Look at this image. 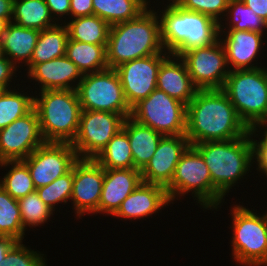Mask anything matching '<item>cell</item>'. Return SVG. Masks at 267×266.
I'll return each instance as SVG.
<instances>
[{"label":"cell","instance_id":"83f0119b","mask_svg":"<svg viewBox=\"0 0 267 266\" xmlns=\"http://www.w3.org/2000/svg\"><path fill=\"white\" fill-rule=\"evenodd\" d=\"M12 22L39 31L57 24L45 0H14Z\"/></svg>","mask_w":267,"mask_h":266},{"label":"cell","instance_id":"ab89813d","mask_svg":"<svg viewBox=\"0 0 267 266\" xmlns=\"http://www.w3.org/2000/svg\"><path fill=\"white\" fill-rule=\"evenodd\" d=\"M45 3L54 21L57 24H61V21L62 24H66V20L70 19V0H45ZM62 17L65 19L64 22Z\"/></svg>","mask_w":267,"mask_h":266},{"label":"cell","instance_id":"7c38bea8","mask_svg":"<svg viewBox=\"0 0 267 266\" xmlns=\"http://www.w3.org/2000/svg\"><path fill=\"white\" fill-rule=\"evenodd\" d=\"M179 57L185 62L198 90L223 88L230 70L224 46L219 39L209 46L185 51Z\"/></svg>","mask_w":267,"mask_h":266},{"label":"cell","instance_id":"c3c4849f","mask_svg":"<svg viewBox=\"0 0 267 266\" xmlns=\"http://www.w3.org/2000/svg\"><path fill=\"white\" fill-rule=\"evenodd\" d=\"M265 220H266V225H267V211H265Z\"/></svg>","mask_w":267,"mask_h":266},{"label":"cell","instance_id":"484cf974","mask_svg":"<svg viewBox=\"0 0 267 266\" xmlns=\"http://www.w3.org/2000/svg\"><path fill=\"white\" fill-rule=\"evenodd\" d=\"M107 44L83 43L68 39L66 57L70 59L83 75L108 69Z\"/></svg>","mask_w":267,"mask_h":266},{"label":"cell","instance_id":"ac0fdd59","mask_svg":"<svg viewBox=\"0 0 267 266\" xmlns=\"http://www.w3.org/2000/svg\"><path fill=\"white\" fill-rule=\"evenodd\" d=\"M189 146L185 134L163 136L154 155L140 171L143 182L166 188L173 178L177 163Z\"/></svg>","mask_w":267,"mask_h":266},{"label":"cell","instance_id":"44dd1931","mask_svg":"<svg viewBox=\"0 0 267 266\" xmlns=\"http://www.w3.org/2000/svg\"><path fill=\"white\" fill-rule=\"evenodd\" d=\"M140 170L135 168L104 169V180L98 214L113 215L123 200L141 183Z\"/></svg>","mask_w":267,"mask_h":266},{"label":"cell","instance_id":"f546056e","mask_svg":"<svg viewBox=\"0 0 267 266\" xmlns=\"http://www.w3.org/2000/svg\"><path fill=\"white\" fill-rule=\"evenodd\" d=\"M69 38L83 43L107 44L110 25L96 15L67 20Z\"/></svg>","mask_w":267,"mask_h":266},{"label":"cell","instance_id":"681fc988","mask_svg":"<svg viewBox=\"0 0 267 266\" xmlns=\"http://www.w3.org/2000/svg\"><path fill=\"white\" fill-rule=\"evenodd\" d=\"M164 1V0H163ZM175 2L176 0H167V2ZM165 2H166V0H165Z\"/></svg>","mask_w":267,"mask_h":266},{"label":"cell","instance_id":"3957f363","mask_svg":"<svg viewBox=\"0 0 267 266\" xmlns=\"http://www.w3.org/2000/svg\"><path fill=\"white\" fill-rule=\"evenodd\" d=\"M160 10L161 41L164 50L175 56L219 39V23L212 17L182 9L175 2H166ZM160 10V12H159Z\"/></svg>","mask_w":267,"mask_h":266},{"label":"cell","instance_id":"5b68a950","mask_svg":"<svg viewBox=\"0 0 267 266\" xmlns=\"http://www.w3.org/2000/svg\"><path fill=\"white\" fill-rule=\"evenodd\" d=\"M36 92L34 90V109L38 114L44 141L72 143L79 129L82 111L77 91L43 90Z\"/></svg>","mask_w":267,"mask_h":266},{"label":"cell","instance_id":"7a4b0ae2","mask_svg":"<svg viewBox=\"0 0 267 266\" xmlns=\"http://www.w3.org/2000/svg\"><path fill=\"white\" fill-rule=\"evenodd\" d=\"M154 8L149 6L137 18L110 27L106 46L108 68L154 54H170L162 45L160 19Z\"/></svg>","mask_w":267,"mask_h":266},{"label":"cell","instance_id":"7dc6e473","mask_svg":"<svg viewBox=\"0 0 267 266\" xmlns=\"http://www.w3.org/2000/svg\"><path fill=\"white\" fill-rule=\"evenodd\" d=\"M5 56H4V52H3V46H2V41L0 40V60L2 59V58H4Z\"/></svg>","mask_w":267,"mask_h":266},{"label":"cell","instance_id":"836d02e7","mask_svg":"<svg viewBox=\"0 0 267 266\" xmlns=\"http://www.w3.org/2000/svg\"><path fill=\"white\" fill-rule=\"evenodd\" d=\"M18 200L12 198L0 185V235L25 241Z\"/></svg>","mask_w":267,"mask_h":266},{"label":"cell","instance_id":"9a60e30c","mask_svg":"<svg viewBox=\"0 0 267 266\" xmlns=\"http://www.w3.org/2000/svg\"><path fill=\"white\" fill-rule=\"evenodd\" d=\"M104 180V168L94 159L79 158L73 165L71 203L75 218L98 214Z\"/></svg>","mask_w":267,"mask_h":266},{"label":"cell","instance_id":"60d3db41","mask_svg":"<svg viewBox=\"0 0 267 266\" xmlns=\"http://www.w3.org/2000/svg\"><path fill=\"white\" fill-rule=\"evenodd\" d=\"M19 70L7 57L0 60V91L11 89V80Z\"/></svg>","mask_w":267,"mask_h":266},{"label":"cell","instance_id":"d590c367","mask_svg":"<svg viewBox=\"0 0 267 266\" xmlns=\"http://www.w3.org/2000/svg\"><path fill=\"white\" fill-rule=\"evenodd\" d=\"M72 185L73 167L69 172L55 179L50 184L37 188L36 192L40 199L55 212L57 208L55 206H58L59 203L65 205L69 201L70 204Z\"/></svg>","mask_w":267,"mask_h":266},{"label":"cell","instance_id":"ba28073f","mask_svg":"<svg viewBox=\"0 0 267 266\" xmlns=\"http://www.w3.org/2000/svg\"><path fill=\"white\" fill-rule=\"evenodd\" d=\"M241 202L230 208L232 258L239 266H267V225L265 213L245 207ZM232 240V241H231Z\"/></svg>","mask_w":267,"mask_h":266},{"label":"cell","instance_id":"5bb4252c","mask_svg":"<svg viewBox=\"0 0 267 266\" xmlns=\"http://www.w3.org/2000/svg\"><path fill=\"white\" fill-rule=\"evenodd\" d=\"M44 143L38 114L33 108L0 130V162L24 160Z\"/></svg>","mask_w":267,"mask_h":266},{"label":"cell","instance_id":"603a6c76","mask_svg":"<svg viewBox=\"0 0 267 266\" xmlns=\"http://www.w3.org/2000/svg\"><path fill=\"white\" fill-rule=\"evenodd\" d=\"M39 33L37 29H28L12 21L8 22L1 39L4 56L18 69H23L30 63Z\"/></svg>","mask_w":267,"mask_h":266},{"label":"cell","instance_id":"d4e9b609","mask_svg":"<svg viewBox=\"0 0 267 266\" xmlns=\"http://www.w3.org/2000/svg\"><path fill=\"white\" fill-rule=\"evenodd\" d=\"M69 33L66 24H56L41 30L27 72L35 65L66 55Z\"/></svg>","mask_w":267,"mask_h":266},{"label":"cell","instance_id":"ee69618b","mask_svg":"<svg viewBox=\"0 0 267 266\" xmlns=\"http://www.w3.org/2000/svg\"><path fill=\"white\" fill-rule=\"evenodd\" d=\"M14 238L0 235V264L6 260L7 252L17 243Z\"/></svg>","mask_w":267,"mask_h":266},{"label":"cell","instance_id":"2e32d148","mask_svg":"<svg viewBox=\"0 0 267 266\" xmlns=\"http://www.w3.org/2000/svg\"><path fill=\"white\" fill-rule=\"evenodd\" d=\"M169 55L154 54L125 62L115 68L131 108L157 88L160 65Z\"/></svg>","mask_w":267,"mask_h":266},{"label":"cell","instance_id":"d6a6232c","mask_svg":"<svg viewBox=\"0 0 267 266\" xmlns=\"http://www.w3.org/2000/svg\"><path fill=\"white\" fill-rule=\"evenodd\" d=\"M0 167H9L6 174L1 177L0 185L12 198L19 200L36 191L30 171L22 160L3 161L0 162Z\"/></svg>","mask_w":267,"mask_h":266},{"label":"cell","instance_id":"4dcf8cb0","mask_svg":"<svg viewBox=\"0 0 267 266\" xmlns=\"http://www.w3.org/2000/svg\"><path fill=\"white\" fill-rule=\"evenodd\" d=\"M16 86H11L12 89L0 91V130L7 127L9 124L25 116L34 108V93L33 91L25 92L21 89L18 91ZM23 92V93H22ZM31 93L30 95L28 94Z\"/></svg>","mask_w":267,"mask_h":266},{"label":"cell","instance_id":"277c9868","mask_svg":"<svg viewBox=\"0 0 267 266\" xmlns=\"http://www.w3.org/2000/svg\"><path fill=\"white\" fill-rule=\"evenodd\" d=\"M192 146L201 154L212 184L224 197L254 168L248 133L237 139L201 142Z\"/></svg>","mask_w":267,"mask_h":266},{"label":"cell","instance_id":"e575fe53","mask_svg":"<svg viewBox=\"0 0 267 266\" xmlns=\"http://www.w3.org/2000/svg\"><path fill=\"white\" fill-rule=\"evenodd\" d=\"M18 205L25 231H28L26 230L28 228L33 229V227L44 226L55 215V212L40 199L36 191L20 198Z\"/></svg>","mask_w":267,"mask_h":266},{"label":"cell","instance_id":"30bf717a","mask_svg":"<svg viewBox=\"0 0 267 266\" xmlns=\"http://www.w3.org/2000/svg\"><path fill=\"white\" fill-rule=\"evenodd\" d=\"M130 117L163 136L186 134V105L157 88L132 107Z\"/></svg>","mask_w":267,"mask_h":266},{"label":"cell","instance_id":"ffe728a7","mask_svg":"<svg viewBox=\"0 0 267 266\" xmlns=\"http://www.w3.org/2000/svg\"><path fill=\"white\" fill-rule=\"evenodd\" d=\"M170 204L171 201L164 187L142 182L123 200L112 216L125 221L129 219L132 222L133 219H144L154 213L157 214Z\"/></svg>","mask_w":267,"mask_h":266},{"label":"cell","instance_id":"b9f144b4","mask_svg":"<svg viewBox=\"0 0 267 266\" xmlns=\"http://www.w3.org/2000/svg\"><path fill=\"white\" fill-rule=\"evenodd\" d=\"M93 15L92 0H70V19Z\"/></svg>","mask_w":267,"mask_h":266},{"label":"cell","instance_id":"e0dca14e","mask_svg":"<svg viewBox=\"0 0 267 266\" xmlns=\"http://www.w3.org/2000/svg\"><path fill=\"white\" fill-rule=\"evenodd\" d=\"M266 38L267 33L245 30H219V40L224 46L229 70L264 67L257 61L261 58L260 53L264 48V42H267ZM258 63H260V66Z\"/></svg>","mask_w":267,"mask_h":266},{"label":"cell","instance_id":"6da1fadb","mask_svg":"<svg viewBox=\"0 0 267 266\" xmlns=\"http://www.w3.org/2000/svg\"><path fill=\"white\" fill-rule=\"evenodd\" d=\"M222 89L197 90L186 106V137L190 145L237 139L248 133Z\"/></svg>","mask_w":267,"mask_h":266},{"label":"cell","instance_id":"4316f807","mask_svg":"<svg viewBox=\"0 0 267 266\" xmlns=\"http://www.w3.org/2000/svg\"><path fill=\"white\" fill-rule=\"evenodd\" d=\"M151 0H92L93 15L110 26L137 18L152 4Z\"/></svg>","mask_w":267,"mask_h":266},{"label":"cell","instance_id":"7402d4cb","mask_svg":"<svg viewBox=\"0 0 267 266\" xmlns=\"http://www.w3.org/2000/svg\"><path fill=\"white\" fill-rule=\"evenodd\" d=\"M157 89L186 106L194 98L197 88L192 82L185 62L170 54L160 65L157 75Z\"/></svg>","mask_w":267,"mask_h":266},{"label":"cell","instance_id":"8d00e7d4","mask_svg":"<svg viewBox=\"0 0 267 266\" xmlns=\"http://www.w3.org/2000/svg\"><path fill=\"white\" fill-rule=\"evenodd\" d=\"M35 251L18 241L6 255V260L0 266H48L46 255Z\"/></svg>","mask_w":267,"mask_h":266},{"label":"cell","instance_id":"8992f818","mask_svg":"<svg viewBox=\"0 0 267 266\" xmlns=\"http://www.w3.org/2000/svg\"><path fill=\"white\" fill-rule=\"evenodd\" d=\"M165 189L172 204L188 193L204 210L218 211L225 202V197L212 184L209 169L201 154L191 145L182 154L173 178Z\"/></svg>","mask_w":267,"mask_h":266},{"label":"cell","instance_id":"52a82bcc","mask_svg":"<svg viewBox=\"0 0 267 266\" xmlns=\"http://www.w3.org/2000/svg\"><path fill=\"white\" fill-rule=\"evenodd\" d=\"M222 90L248 128L267 124V67L230 71Z\"/></svg>","mask_w":267,"mask_h":266},{"label":"cell","instance_id":"bcb514c9","mask_svg":"<svg viewBox=\"0 0 267 266\" xmlns=\"http://www.w3.org/2000/svg\"><path fill=\"white\" fill-rule=\"evenodd\" d=\"M8 22L4 19L0 17V40L2 39V35L6 29Z\"/></svg>","mask_w":267,"mask_h":266},{"label":"cell","instance_id":"cb8c5ba5","mask_svg":"<svg viewBox=\"0 0 267 266\" xmlns=\"http://www.w3.org/2000/svg\"><path fill=\"white\" fill-rule=\"evenodd\" d=\"M122 129L128 135L134 168L141 171L154 155L163 135L130 116L126 117Z\"/></svg>","mask_w":267,"mask_h":266},{"label":"cell","instance_id":"f1b7e54d","mask_svg":"<svg viewBox=\"0 0 267 266\" xmlns=\"http://www.w3.org/2000/svg\"><path fill=\"white\" fill-rule=\"evenodd\" d=\"M219 30L267 33V23L247 7L242 0H229L226 14L219 22Z\"/></svg>","mask_w":267,"mask_h":266},{"label":"cell","instance_id":"1f68e13d","mask_svg":"<svg viewBox=\"0 0 267 266\" xmlns=\"http://www.w3.org/2000/svg\"><path fill=\"white\" fill-rule=\"evenodd\" d=\"M104 169L134 168L127 133L121 129L94 159Z\"/></svg>","mask_w":267,"mask_h":266},{"label":"cell","instance_id":"d6986e66","mask_svg":"<svg viewBox=\"0 0 267 266\" xmlns=\"http://www.w3.org/2000/svg\"><path fill=\"white\" fill-rule=\"evenodd\" d=\"M26 77L35 83L38 92L43 90H76L83 74L66 56L35 64ZM39 87V89H38Z\"/></svg>","mask_w":267,"mask_h":266},{"label":"cell","instance_id":"4fadbf2b","mask_svg":"<svg viewBox=\"0 0 267 266\" xmlns=\"http://www.w3.org/2000/svg\"><path fill=\"white\" fill-rule=\"evenodd\" d=\"M78 159L71 143L45 142L22 161L37 189L69 172Z\"/></svg>","mask_w":267,"mask_h":266},{"label":"cell","instance_id":"f35d334b","mask_svg":"<svg viewBox=\"0 0 267 266\" xmlns=\"http://www.w3.org/2000/svg\"><path fill=\"white\" fill-rule=\"evenodd\" d=\"M182 9L208 15L218 23L224 18L229 0H176Z\"/></svg>","mask_w":267,"mask_h":266},{"label":"cell","instance_id":"f6af8a7d","mask_svg":"<svg viewBox=\"0 0 267 266\" xmlns=\"http://www.w3.org/2000/svg\"><path fill=\"white\" fill-rule=\"evenodd\" d=\"M14 0H0V17L7 22L12 21Z\"/></svg>","mask_w":267,"mask_h":266},{"label":"cell","instance_id":"8fae6325","mask_svg":"<svg viewBox=\"0 0 267 266\" xmlns=\"http://www.w3.org/2000/svg\"><path fill=\"white\" fill-rule=\"evenodd\" d=\"M125 119L117 113L82 110L79 129L71 143L78 158L95 159L113 136L123 128Z\"/></svg>","mask_w":267,"mask_h":266},{"label":"cell","instance_id":"7bdbcfd3","mask_svg":"<svg viewBox=\"0 0 267 266\" xmlns=\"http://www.w3.org/2000/svg\"><path fill=\"white\" fill-rule=\"evenodd\" d=\"M255 14L267 23V0H242Z\"/></svg>","mask_w":267,"mask_h":266},{"label":"cell","instance_id":"9c48e42d","mask_svg":"<svg viewBox=\"0 0 267 266\" xmlns=\"http://www.w3.org/2000/svg\"><path fill=\"white\" fill-rule=\"evenodd\" d=\"M82 110L131 115L123 87L115 69L85 74L76 89Z\"/></svg>","mask_w":267,"mask_h":266},{"label":"cell","instance_id":"74e56055","mask_svg":"<svg viewBox=\"0 0 267 266\" xmlns=\"http://www.w3.org/2000/svg\"><path fill=\"white\" fill-rule=\"evenodd\" d=\"M266 127L267 124L251 126L248 129V134L251 139L253 165L254 163L257 165L256 166L257 168H255L257 170V173L259 171V173L260 172L262 173V174L260 173L261 176L264 175L267 178V128ZM255 138L259 139L256 140Z\"/></svg>","mask_w":267,"mask_h":266}]
</instances>
